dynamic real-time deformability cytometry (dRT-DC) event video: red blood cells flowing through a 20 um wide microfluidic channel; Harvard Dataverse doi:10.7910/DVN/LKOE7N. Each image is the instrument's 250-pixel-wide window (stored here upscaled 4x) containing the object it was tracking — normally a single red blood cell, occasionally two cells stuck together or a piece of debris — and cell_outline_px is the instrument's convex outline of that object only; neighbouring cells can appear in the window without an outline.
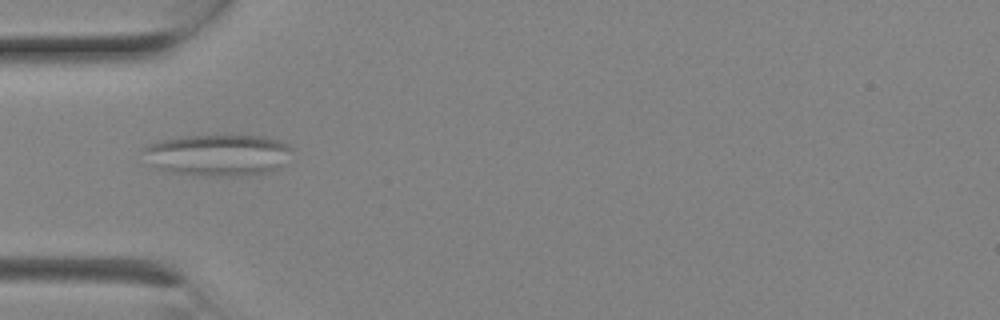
{"species": "Egyptian fruit bat (a non-hibernating species)", "species_latin": "Rousettus aegyptiacus", "temperature_condition": "room temperature", "stored_images_in_passage": 8, "camera_frame_rate_fps": 3000, "um_per_image_px": 0.085, "animal": {"sex": "female"}, "frame": {"image": 1, "passage_image": 7, "time_ms": 2.0, "image_size_px": [1000, 320], "cell_outline_px": [[292, 148], [284, 164], [272, 172], [244, 176], [192, 176], [168, 172], [156, 168], [148, 164], [144, 148], [148, 144], [160, 140], [184, 136], [264, 136], [280, 140], [288, 144]], "centroid_in_image_um": [18.52, 13.2], "position_along_channel_um": 66.5, "area_um2": 36.47}}